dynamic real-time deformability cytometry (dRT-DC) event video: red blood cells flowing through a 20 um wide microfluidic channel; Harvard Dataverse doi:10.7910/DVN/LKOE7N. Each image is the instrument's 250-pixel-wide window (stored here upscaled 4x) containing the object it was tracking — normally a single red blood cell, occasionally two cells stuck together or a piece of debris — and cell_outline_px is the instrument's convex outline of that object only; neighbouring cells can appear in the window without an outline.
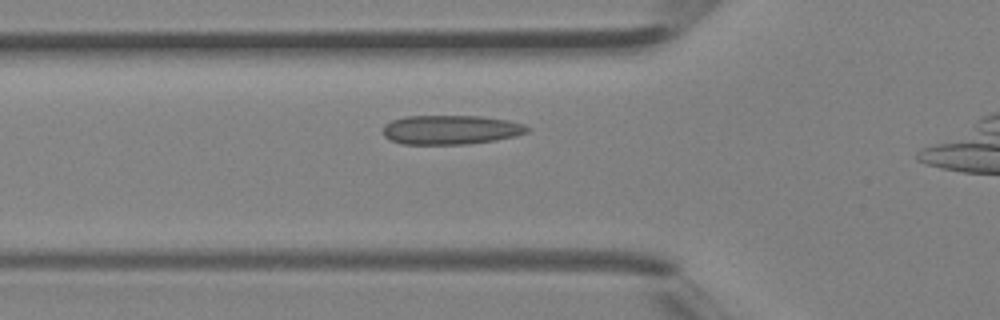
{"species": "Egyptian fruit bat (a non-hibernating species)", "species_latin": "Rousettus aegyptiacus", "temperature_condition": "room temperature", "stored_images_in_passage": 28, "camera_frame_rate_fps": 3000, "um_per_image_px": 0.085, "animal": {"sex": "female"}, "frame": {"image": 1, "passage_image": 9, "time_ms": 2.667, "image_size_px": [1000, 320], "cell_outline_px": [[532, 128], [528, 132], [516, 136], [496, 140], [468, 144], [400, 144], [384, 136], [384, 124], [392, 120], [404, 116], [480, 116], [508, 120], [524, 124]], "centroid_in_image_um": [38.35, 11.03], "position_along_channel_um": 87.5, "area_um2": 24.74}}
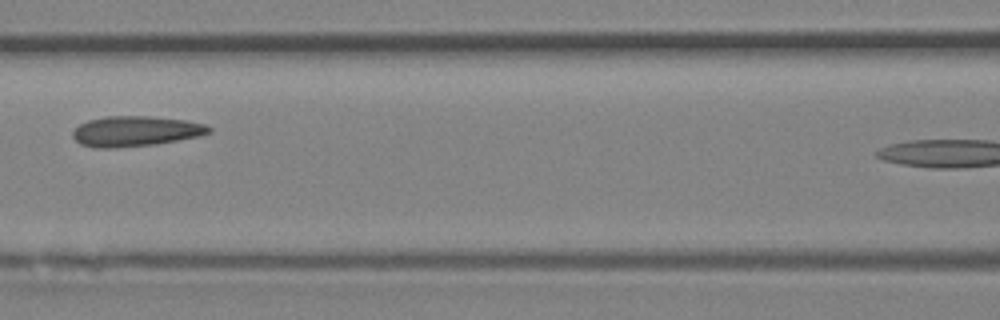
{"frame": {"image": 2, "passage_image": 13, "time_ms": 4.0, "image_size_px": [1000, 320], "cell_outline_px": [[212, 132], [200, 136], [156, 144], [116, 148], [92, 148], [80, 144], [72, 136], [72, 132], [80, 124], [88, 120], [104, 116], [148, 116], [184, 120], [204, 124], [212, 128]], "centroid_in_image_um": [11.5, 11.16], "position_along_channel_um": 155.1, "area_um2": 24.16}}
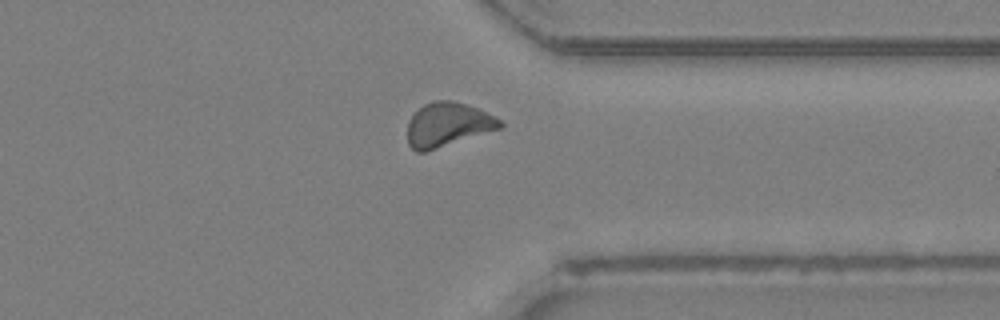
{"frame": {"image": 3, "passage_image": 26, "time_ms": 8.333, "image_size_px": [1000, 320], "cell_outline_px": [[504, 128], [424, 152], [416, 152], [408, 144], [408, 120], [424, 104], [432, 100], [452, 100], [468, 104], [500, 120], [504, 124]], "centroid_in_image_um": [38.06, 10.59], "position_along_channel_um": 373.3, "area_um2": 23.76}}